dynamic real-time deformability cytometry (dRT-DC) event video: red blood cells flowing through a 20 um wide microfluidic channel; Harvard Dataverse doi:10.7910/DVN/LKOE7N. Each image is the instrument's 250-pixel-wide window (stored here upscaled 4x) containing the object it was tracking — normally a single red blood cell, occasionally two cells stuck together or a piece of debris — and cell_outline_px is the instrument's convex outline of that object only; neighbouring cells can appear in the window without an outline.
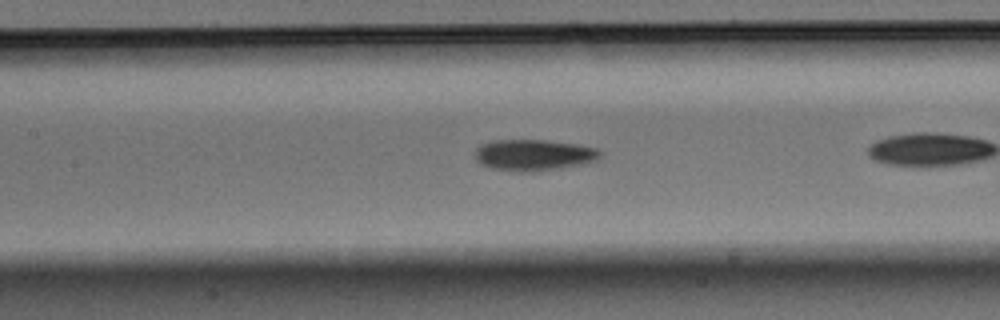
{"species": "Egyptian fruit bat (a non-hibernating species)", "species_latin": "Rousettus aegyptiacus", "temperature_condition": "warm", "stored_images_in_passage": 25, "camera_frame_rate_fps": 3000, "um_per_image_px": 0.085, "animal": {"sex": "male"}, "frame": {"image": 1, "passage_image": 8, "time_ms": 2.333, "image_size_px": [1000, 320], "cell_outline_px": [[604, 152], [596, 160], [584, 164], [560, 168], [532, 172], [512, 172], [492, 168], [480, 164], [476, 160], [472, 152], [480, 144], [492, 140], [548, 140], [576, 144], [600, 148]], "centroid_in_image_um": [45.35, 13.18], "position_along_channel_um": 162.0, "area_um2": 23.35}}
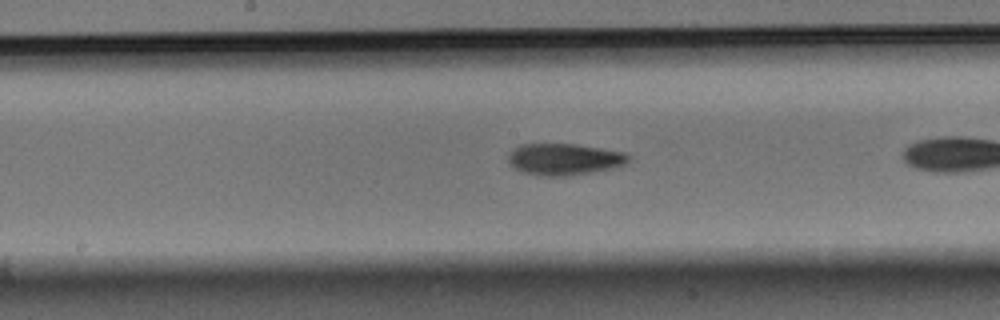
{"frame": {"image": 2, "passage_image": 11, "time_ms": 3.333, "image_size_px": [1000, 320], "cell_outline_px": [[632, 156], [624, 164], [616, 168], [592, 172], [564, 176], [536, 176], [524, 172], [508, 164], [508, 156], [520, 144], [576, 144], [624, 152]], "centroid_in_image_um": [47.98, 13.54], "position_along_channel_um": 200.2, "area_um2": 22.14}}